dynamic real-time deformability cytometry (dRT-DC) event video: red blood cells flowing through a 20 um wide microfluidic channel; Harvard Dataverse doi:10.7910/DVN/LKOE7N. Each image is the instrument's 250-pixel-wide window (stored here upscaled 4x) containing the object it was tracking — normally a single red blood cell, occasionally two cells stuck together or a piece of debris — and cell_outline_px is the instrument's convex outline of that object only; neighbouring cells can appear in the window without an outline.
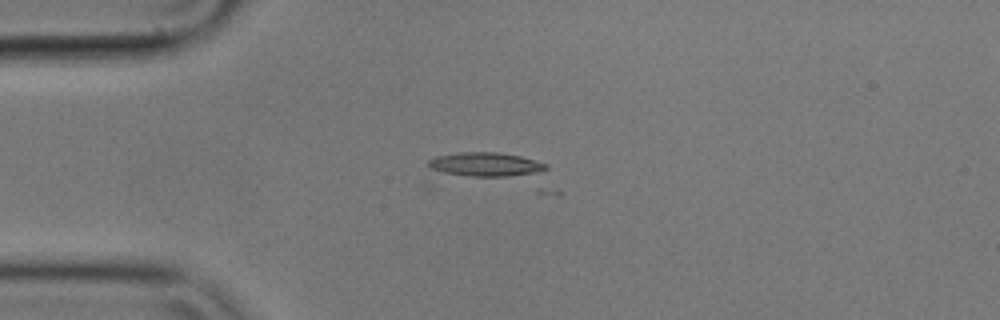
{"species": "common noctule bat (a hibernating species)", "species_latin": "Nyctalus noctula", "temperature_condition": "cold", "stored_images_in_passage": 4, "camera_frame_rate_fps": 3000, "um_per_image_px": 0.085, "animal": {"sex": "male", "body_mass_g": 17.9}, "frame": {"image": 1, "passage_image": 4, "time_ms": 1.0, "image_size_px": [1000, 320], "cell_outline_px": [[548, 168], [540, 172], [508, 176], [440, 176], [428, 164], [428, 160], [436, 156], [460, 152], [496, 152], [520, 156], [548, 164]], "centroid_in_image_um": [41.17, 13.99], "position_along_channel_um": 43.8, "area_um2": 16.82}}